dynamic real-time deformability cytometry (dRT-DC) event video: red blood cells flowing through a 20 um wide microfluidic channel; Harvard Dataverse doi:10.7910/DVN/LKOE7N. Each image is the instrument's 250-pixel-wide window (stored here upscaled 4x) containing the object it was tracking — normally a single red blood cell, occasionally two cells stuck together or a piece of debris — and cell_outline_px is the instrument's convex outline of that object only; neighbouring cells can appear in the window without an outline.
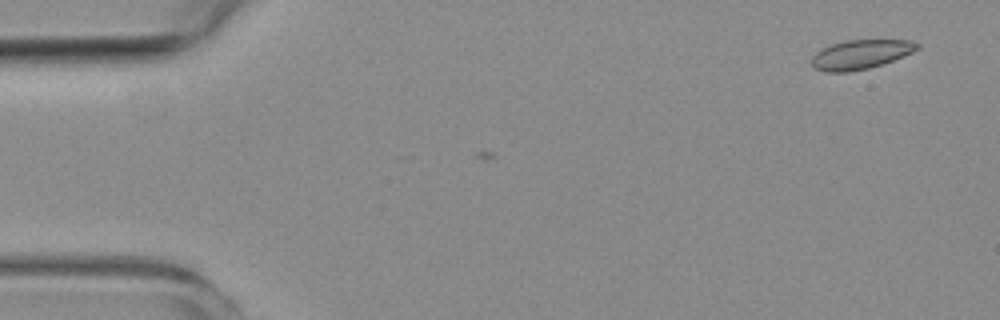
{"species": "common noctule bat (a hibernating species)", "species_latin": "Nyctalus noctula", "temperature_condition": "room temperature", "stored_images_in_passage": 2, "camera_frame_rate_fps": 3000, "um_per_image_px": 0.085, "animal": {"sex": "female", "body_mass_g": 19.3, "forearm_length_mm": 54.1}, "frame": {"image": 1, "passage_image": 1, "time_ms": 0.0, "image_size_px": [1000, 320], "cell_outline_px": [[920, 48], [912, 52], [892, 60], [868, 68], [848, 72], [824, 72], [812, 68], [812, 56], [820, 48], [844, 40], [912, 40], [920, 44]], "centroid_in_image_um": [73.11, 4.62], "position_along_channel_um": 11.9, "area_um2": 18.03}}